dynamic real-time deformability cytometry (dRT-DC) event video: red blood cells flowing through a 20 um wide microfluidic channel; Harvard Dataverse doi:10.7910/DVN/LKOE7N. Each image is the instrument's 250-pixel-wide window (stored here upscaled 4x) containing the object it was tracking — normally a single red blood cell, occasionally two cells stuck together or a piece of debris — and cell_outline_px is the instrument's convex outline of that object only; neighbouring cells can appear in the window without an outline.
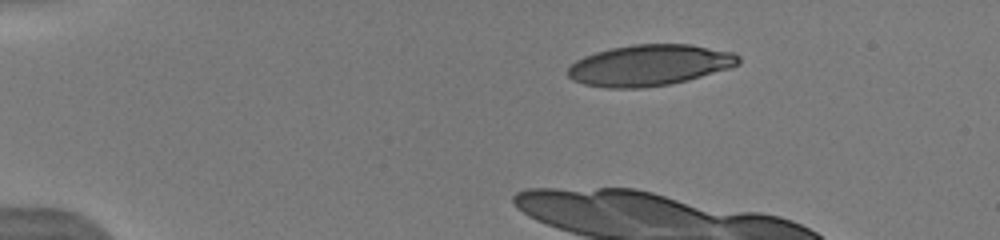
{"species": "human", "species_latin": "Homo sapiens", "temperature_condition": "warm", "stored_images_in_passage": 9, "camera_frame_rate_fps": 3000, "um_per_image_px": 0.085, "donor": {"sex": "male"}, "frame": {"image": 1, "passage_image": 1, "time_ms": 0.0, "image_size_px": [1000, 240], "cell_outline_px": [[740, 64], [732, 68], [688, 80], [672, 84], [644, 88], [608, 88], [584, 84], [572, 80], [568, 76], [568, 68], [576, 60], [584, 56], [596, 52], [612, 48], [632, 44], [692, 44], [736, 52], [740, 56]], "centroid_in_image_um": [55.27, 5.54], "position_along_channel_um": 29.7, "area_um2": 41.33}}